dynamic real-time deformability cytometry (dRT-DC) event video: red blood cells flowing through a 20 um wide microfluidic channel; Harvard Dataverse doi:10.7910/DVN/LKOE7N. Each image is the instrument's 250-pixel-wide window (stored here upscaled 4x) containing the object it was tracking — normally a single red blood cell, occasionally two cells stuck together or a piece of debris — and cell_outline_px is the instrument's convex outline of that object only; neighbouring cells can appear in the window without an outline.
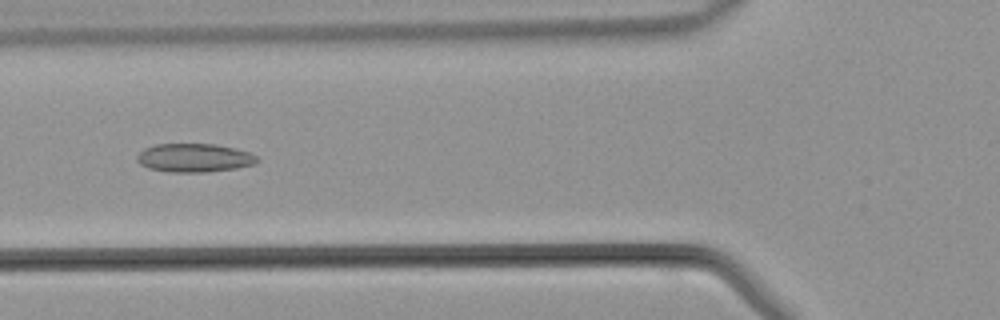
{"species": "common noctule bat (a hibernating species)", "species_latin": "Nyctalus noctula", "temperature_condition": "warm", "stored_images_in_passage": 31, "camera_frame_rate_fps": 3000, "um_per_image_px": 0.085, "animal": {"sex": "male", "body_mass_g": 21.5, "forearm_length_mm": 52.0}, "frame": {"image": 1, "passage_image": 3, "time_ms": 0.667, "image_size_px": [1000, 320], "cell_outline_px": [[260, 160], [256, 164], [236, 168], [208, 172], [172, 172], [148, 168], [140, 164], [136, 160], [136, 156], [144, 148], [156, 144], [216, 144], [236, 148], [248, 152], [256, 156]], "centroid_in_image_um": [16.52, 13.41], "position_along_channel_um": 109.3, "area_um2": 20.11}}
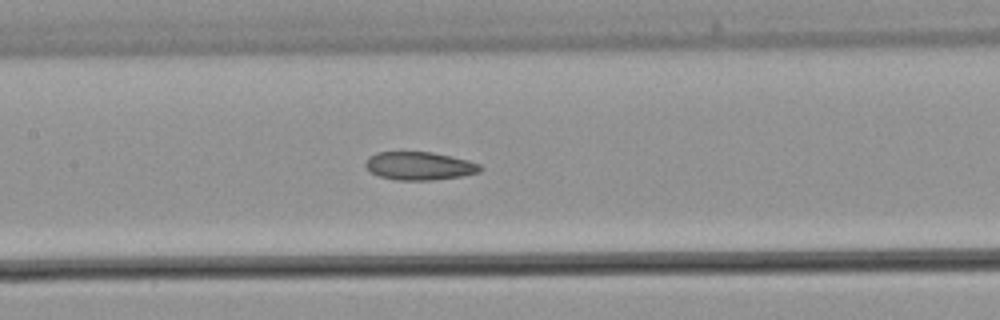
{"frame": {"image": 2, "passage_image": 7, "time_ms": 2.0, "image_size_px": [1000, 320], "cell_outline_px": [[484, 168], [480, 172], [460, 176], [432, 180], [396, 180], [380, 176], [372, 172], [364, 164], [368, 156], [376, 152], [432, 152], [468, 160], [480, 164]], "centroid_in_image_um": [35.66, 14.1], "position_along_channel_um": 171.7, "area_um2": 18.79}}
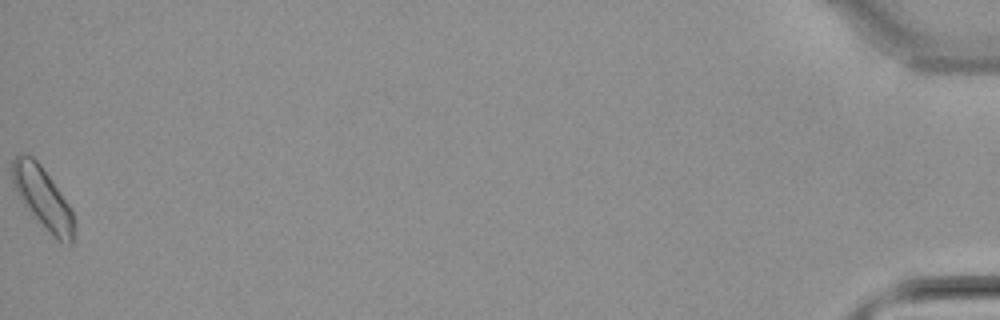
{"frame": {"image": 3, "passage_image": 31, "time_ms": 10.0, "image_size_px": [1000, 320], "cell_outline_px": [[76, 228], [72, 244], [60, 244], [56, 240], [20, 200], [12, 184], [12, 160], [20, 152], [32, 156], [40, 164], [72, 208], [76, 224]], "centroid_in_image_um": [3.67, 16.85], "position_along_channel_um": 431.5, "area_um2": 22.43}}